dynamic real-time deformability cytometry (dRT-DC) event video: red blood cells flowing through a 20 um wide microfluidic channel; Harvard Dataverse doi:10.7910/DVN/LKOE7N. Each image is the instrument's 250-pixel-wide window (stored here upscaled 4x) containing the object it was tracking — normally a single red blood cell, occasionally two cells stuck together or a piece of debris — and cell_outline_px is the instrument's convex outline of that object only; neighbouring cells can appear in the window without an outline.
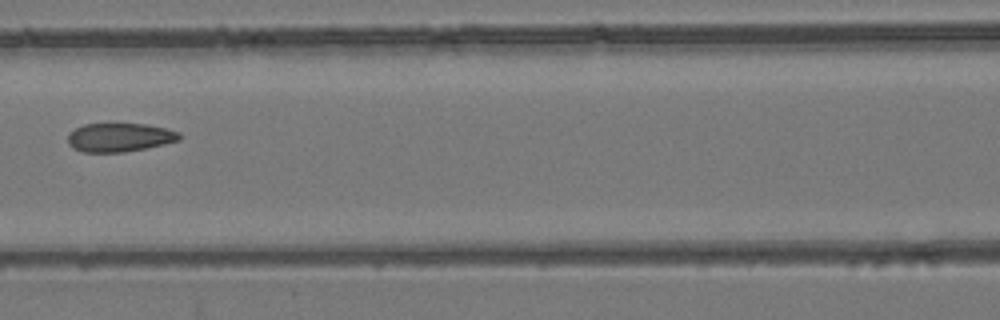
{"species": "common noctule bat (a hibernating species)", "species_latin": "Nyctalus noctula", "temperature_condition": "room temperature", "stored_images_in_passage": 5, "camera_frame_rate_fps": 3000, "um_per_image_px": 0.085, "animal": {"sex": "female", "body_mass_g": 24.6, "forearm_length_mm": 56.2}, "frame": {"image": 1, "passage_image": 3, "time_ms": 2.333, "image_size_px": [1000, 320], "cell_outline_px": [[180, 140], [164, 144], [124, 152], [84, 152], [72, 148], [68, 144], [68, 132], [84, 124], [112, 120], [144, 124], [164, 128], [180, 132]], "centroid_in_image_um": [10.11, 11.62], "position_along_channel_um": 156.5, "area_um2": 19.42}}
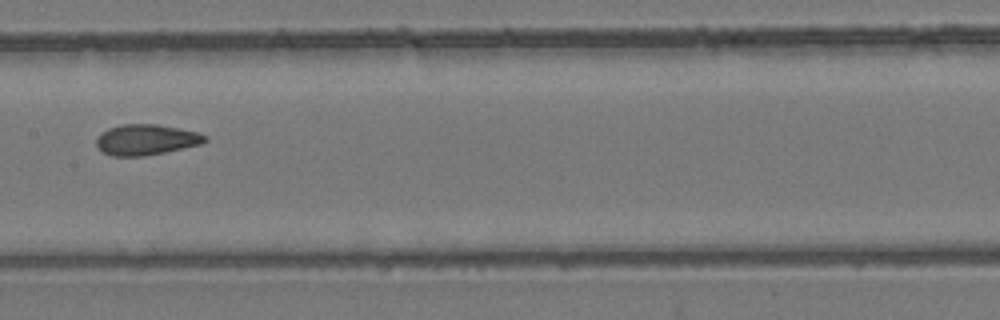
{"frame": {"image": 2, "passage_image": 4, "time_ms": 3.333, "image_size_px": [1000, 320], "cell_outline_px": [[208, 140], [200, 144], [164, 152], [144, 156], [112, 156], [104, 152], [96, 144], [96, 140], [100, 132], [108, 128], [120, 124], [160, 124], [196, 132], [208, 136]], "centroid_in_image_um": [12.41, 11.86], "position_along_channel_um": 195.0, "area_um2": 19.36}}
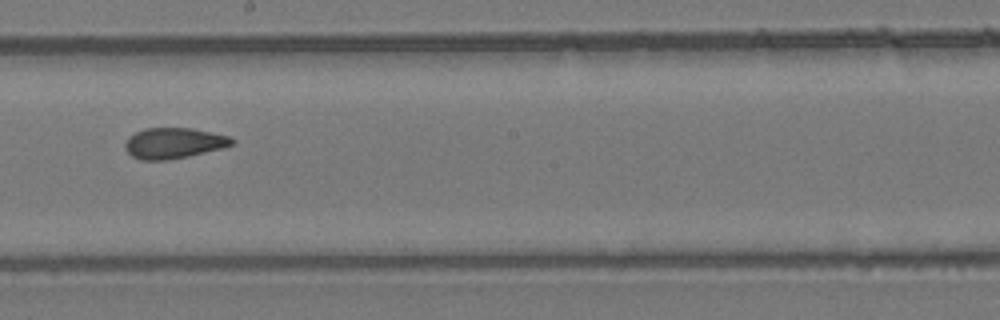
{"frame": {"image": 3, "passage_image": 5, "time_ms": 4.333, "image_size_px": [1000, 320], "cell_outline_px": [[236, 140], [232, 144], [224, 148], [188, 156], [168, 160], [140, 160], [132, 156], [124, 148], [124, 144], [128, 136], [144, 128], [192, 128], [228, 136]], "centroid_in_image_um": [14.74, 12.17], "position_along_channel_um": 233.5, "area_um2": 19.19}}